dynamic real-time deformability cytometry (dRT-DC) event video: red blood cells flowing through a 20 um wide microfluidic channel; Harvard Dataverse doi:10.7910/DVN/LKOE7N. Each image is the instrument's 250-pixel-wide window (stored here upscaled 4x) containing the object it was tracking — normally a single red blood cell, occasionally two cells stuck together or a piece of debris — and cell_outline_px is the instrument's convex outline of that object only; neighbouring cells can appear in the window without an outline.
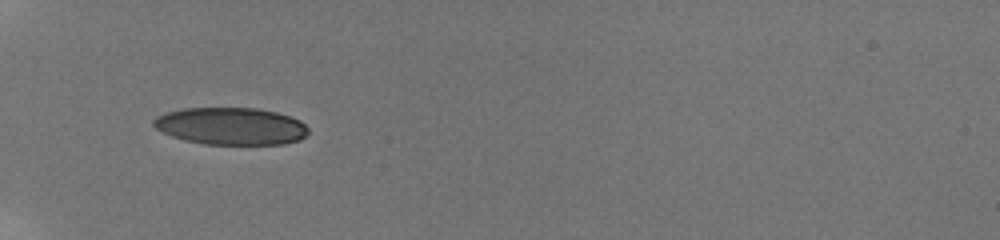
{"species": "human", "species_latin": "Homo sapiens", "temperature_condition": "room temperature", "stored_images_in_passage": 36, "camera_frame_rate_fps": 3000, "um_per_image_px": 0.085, "donor": {"sex": "male"}, "frame": {"image": 1, "passage_image": 1, "time_ms": 0.0, "image_size_px": [1000, 240], "cell_outline_px": [[308, 132], [300, 140], [284, 144], [204, 144], [184, 140], [172, 136], [156, 128], [152, 124], [152, 120], [156, 116], [164, 112], [184, 108], [256, 108], [276, 112], [300, 120], [308, 128]], "centroid_in_image_um": [19.61, 10.72], "position_along_channel_um": 65.4, "area_um2": 33.64}}
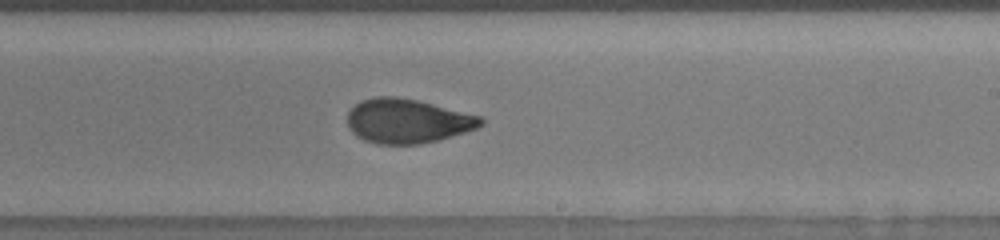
{"frame": {"image": 2, "passage_image": 17, "time_ms": 5.333, "image_size_px": [1000, 240], "cell_outline_px": [[484, 124], [476, 128], [440, 140], [420, 144], [376, 144], [364, 140], [356, 136], [348, 128], [348, 112], [356, 104], [364, 100], [376, 96], [396, 96], [416, 100], [480, 116], [484, 120]], "centroid_in_image_um": [34.61, 10.3], "position_along_channel_um": 254.4, "area_um2": 34.33}}
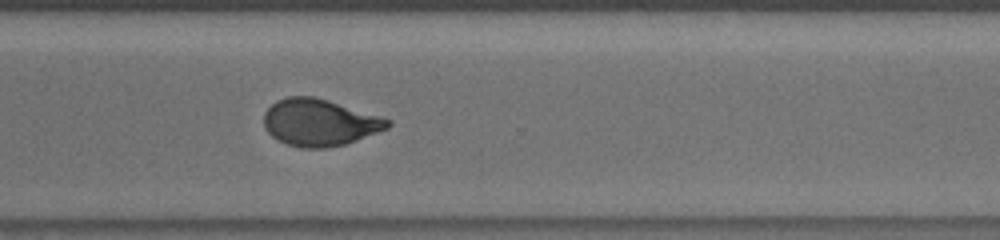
{"frame": {"image": 3, "passage_image": 24, "time_ms": 7.667, "image_size_px": [1000, 240], "cell_outline_px": [[392, 124], [388, 128], [356, 140], [344, 144], [324, 148], [300, 148], [288, 144], [272, 136], [264, 128], [264, 112], [276, 100], [288, 96], [312, 96], [328, 100], [380, 116], [392, 120]], "centroid_in_image_um": [27.15, 10.4], "position_along_channel_um": 343.5, "area_um2": 33.7}, "authors_computed_cell_mechanics": {"area_um2": 34.1309, "velocity_mm_per_s": 3.8272, "shape_relaxation_time_tau1_ms": 5.6486, "shape_relaxation_time_tau2_ms": 1.0511, "deformation_change_tau1": 0.1917, "deformation_change_tau2": 0.0696}}